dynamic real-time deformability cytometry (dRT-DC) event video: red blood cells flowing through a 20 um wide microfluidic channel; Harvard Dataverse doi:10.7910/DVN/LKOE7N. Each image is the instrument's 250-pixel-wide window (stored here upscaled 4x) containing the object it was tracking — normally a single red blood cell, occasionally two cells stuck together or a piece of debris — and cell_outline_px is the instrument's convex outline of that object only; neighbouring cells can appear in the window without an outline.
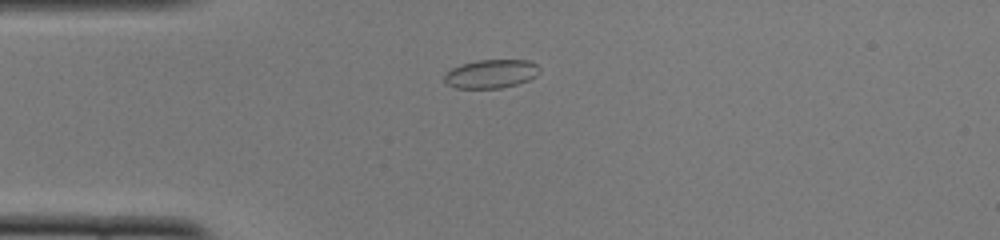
{"species": "common noctule bat (a hibernating species)", "species_latin": "Nyctalus noctula", "temperature_condition": "cold", "stored_images_in_passage": 34, "camera_frame_rate_fps": 3000, "um_per_image_px": 0.085, "animal": {"sex": "female", "body_mass_g": 22.0, "forearm_length_mm": 56.7}, "frame": {"image": 1, "passage_image": 1, "time_ms": 0.0, "image_size_px": [1000, 240], "cell_outline_px": [[540, 72], [536, 76], [528, 80], [516, 84], [500, 88], [456, 88], [448, 84], [444, 80], [444, 76], [452, 68], [464, 64], [480, 60], [528, 60], [536, 64], [540, 68]], "centroid_in_image_um": [41.78, 6.28], "position_along_channel_um": 43.2, "area_um2": 15.66}}
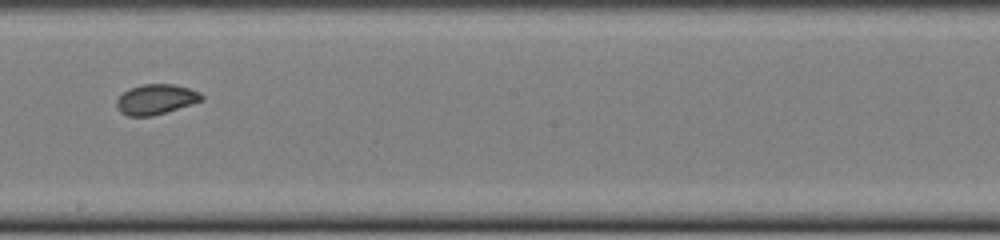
{"frame": {"image": 2, "passage_image": 17, "time_ms": 5.333, "image_size_px": [1000, 240], "cell_outline_px": [[204, 100], [192, 104], [152, 116], [128, 116], [120, 112], [116, 104], [116, 100], [124, 92], [132, 88], [144, 84], [172, 84], [188, 88], [200, 92], [204, 96]], "centroid_in_image_um": [13.27, 8.45], "position_along_channel_um": 234.9, "area_um2": 14.8}}
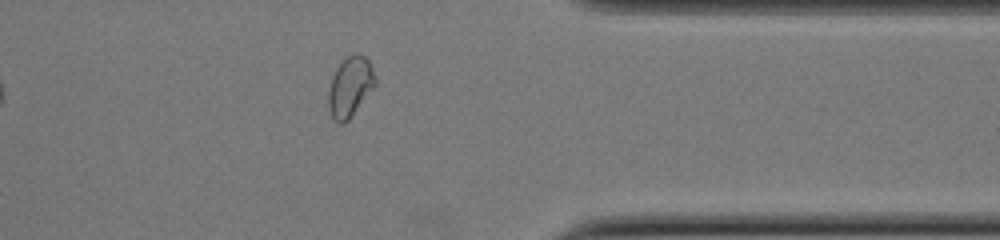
{"frame": {"image": 3, "passage_image": 29, "time_ms": 9.333, "image_size_px": [1000, 240], "cell_outline_px": [[376, 84], [348, 120], [344, 124], [340, 124], [332, 120], [328, 108], [328, 88], [332, 76], [336, 68], [352, 52], [356, 52], [364, 56], [368, 60], [372, 68], [376, 80]], "centroid_in_image_um": [29.73, 7.39], "position_along_channel_um": 381.7, "area_um2": 16.42}}